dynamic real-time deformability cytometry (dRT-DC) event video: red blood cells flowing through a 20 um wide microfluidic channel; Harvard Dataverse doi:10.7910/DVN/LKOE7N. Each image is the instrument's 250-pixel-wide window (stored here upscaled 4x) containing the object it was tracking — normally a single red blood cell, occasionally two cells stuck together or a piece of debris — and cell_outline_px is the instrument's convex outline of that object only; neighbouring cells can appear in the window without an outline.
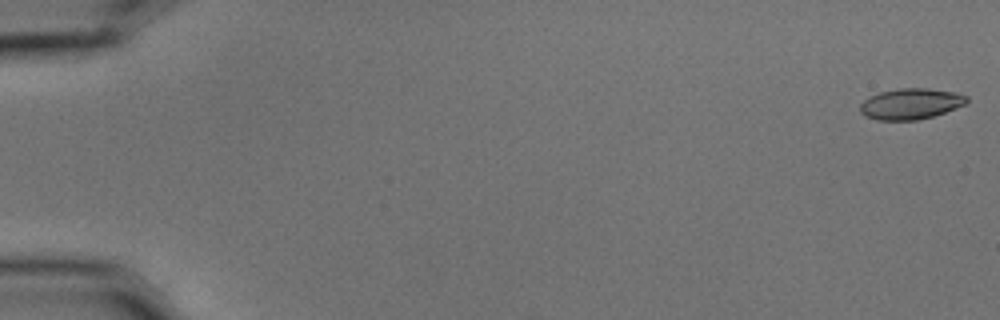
{"species": "common noctule bat (a hibernating species)", "species_latin": "Nyctalus noctula", "temperature_condition": "cold", "stored_images_in_passage": 21, "camera_frame_rate_fps": 3000, "um_per_image_px": 0.085, "animal": {"sex": "male", "body_mass_g": 15.6}, "frame": {"image": 1, "passage_image": 1, "time_ms": 0.0, "image_size_px": [1000, 320], "cell_outline_px": [[968, 100], [964, 104], [956, 108], [932, 116], [916, 120], [876, 120], [864, 116], [860, 112], [860, 104], [868, 96], [880, 92], [896, 88], [928, 88], [952, 92], [968, 96]], "centroid_in_image_um": [77.36, 8.82], "position_along_channel_um": 7.6, "area_um2": 19.19}}
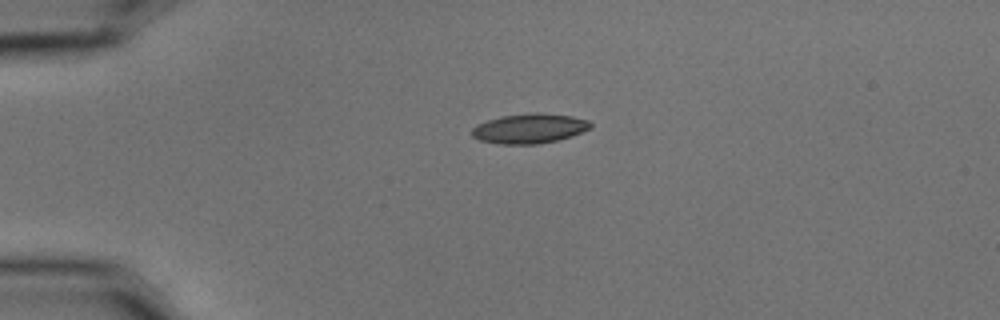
{"frame": {"image": 2, "passage_image": 14, "time_ms": 4.333, "image_size_px": [1000, 320], "cell_outline_px": [[592, 128], [572, 136], [540, 144], [500, 144], [480, 140], [472, 136], [472, 128], [476, 124], [500, 116], [532, 112], [536, 112], [572, 116], [588, 120], [592, 124]], "centroid_in_image_um": [45.01, 10.91], "position_along_channel_um": 40.0, "area_um2": 20.69}}